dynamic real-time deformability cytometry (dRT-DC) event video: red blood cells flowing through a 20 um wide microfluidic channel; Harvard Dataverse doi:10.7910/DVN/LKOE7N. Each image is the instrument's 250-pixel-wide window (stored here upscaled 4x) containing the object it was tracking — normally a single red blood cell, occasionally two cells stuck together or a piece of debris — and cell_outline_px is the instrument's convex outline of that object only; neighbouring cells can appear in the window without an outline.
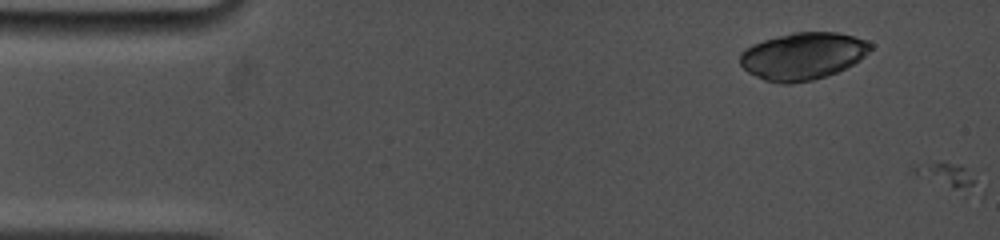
{"species": "common noctule bat (a hibernating species)", "species_latin": "Nyctalus noctula", "temperature_condition": "cold", "stored_images_in_passage": 9, "camera_frame_rate_fps": 5000, "um_per_image_px": 0.085, "animal": {"sex": "female", "body_mass_g": 19.0, "forearm_length_mm": 53.3}, "frame": {"image": 1, "passage_image": 9, "time_ms": 1.4, "image_size_px": [1000, 240], "cell_outline_px": [[984, 196], [980, 196], [952, 188], [908, 172], [916, 164], [936, 160], [944, 160], [960, 164], [976, 180], [984, 192]], "centroid_in_image_um": [80.61, 14.94], "position_along_channel_um": 4.4, "area_um2": 10.0}}